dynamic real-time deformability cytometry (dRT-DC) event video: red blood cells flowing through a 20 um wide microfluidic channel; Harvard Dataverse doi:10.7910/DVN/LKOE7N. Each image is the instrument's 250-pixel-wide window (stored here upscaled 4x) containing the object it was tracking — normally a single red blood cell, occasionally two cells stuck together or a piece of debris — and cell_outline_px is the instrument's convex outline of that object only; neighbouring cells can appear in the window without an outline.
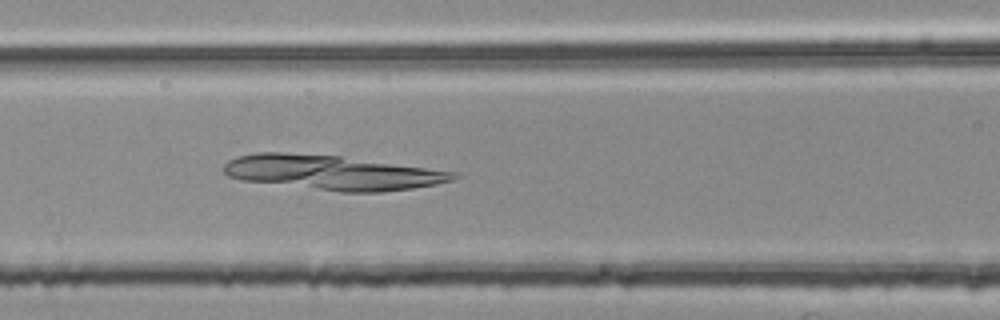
{"species": "common noctule bat (a hibernating species)", "species_latin": "Nyctalus noctula", "temperature_condition": "room temperature", "stored_images_in_passage": 51, "camera_frame_rate_fps": 3000, "um_per_image_px": 0.085, "animal": {"sex": "female", "body_mass_g": 25.1}, "frame": {"image": 1, "passage_image": 21, "time_ms": 6.667, "image_size_px": [1000, 320], "cell_outline_px": [[460, 176], [456, 180], [436, 184], [412, 188], [380, 192], [340, 192], [240, 180], [228, 176], [224, 172], [224, 164], [228, 160], [236, 156], [256, 152], [284, 152], [340, 156], [460, 172]], "centroid_in_image_um": [28.25, 14.66], "position_along_channel_um": 138.3, "area_um2": 46.64}}
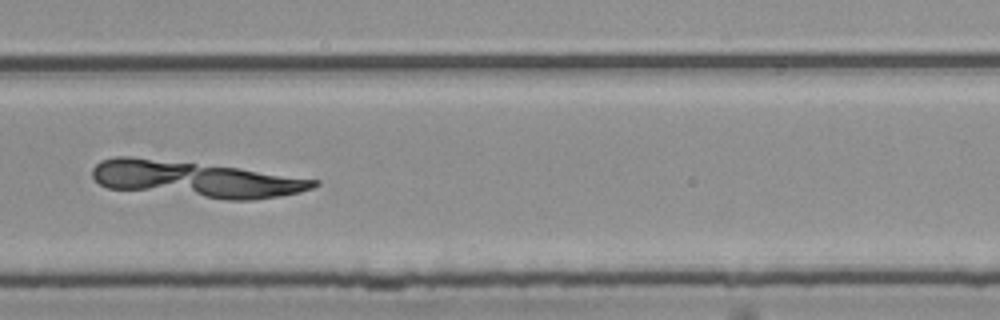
{"frame": {"image": 2, "passage_image": 35, "time_ms": 11.333, "image_size_px": [1000, 320], "cell_outline_px": [[320, 184], [312, 188], [300, 192], [280, 196], [256, 200], [224, 200], [108, 188], [100, 184], [92, 176], [92, 168], [100, 160], [116, 156], [128, 156], [236, 168], [320, 180]], "centroid_in_image_um": [16.59, 15.26], "position_along_channel_um": 313.2, "area_um2": 46.3}}
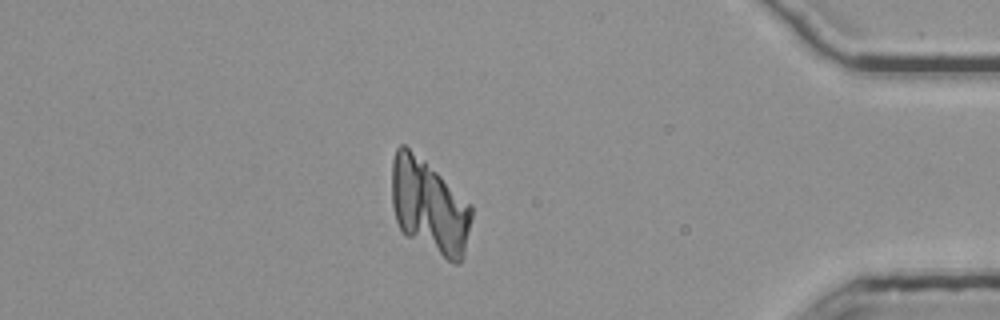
{"frame": {"image": 3, "passage_image": 45, "time_ms": 14.667, "image_size_px": [1000, 320], "cell_outline_px": [[472, 216], [464, 248], [460, 260], [456, 264], [452, 264], [408, 236], [400, 228], [396, 220], [392, 204], [392, 160], [396, 148], [400, 144], [404, 144], [424, 160], [472, 204]], "centroid_in_image_um": [36.47, 17.52], "position_along_channel_um": 398.7, "area_um2": 43.52}}